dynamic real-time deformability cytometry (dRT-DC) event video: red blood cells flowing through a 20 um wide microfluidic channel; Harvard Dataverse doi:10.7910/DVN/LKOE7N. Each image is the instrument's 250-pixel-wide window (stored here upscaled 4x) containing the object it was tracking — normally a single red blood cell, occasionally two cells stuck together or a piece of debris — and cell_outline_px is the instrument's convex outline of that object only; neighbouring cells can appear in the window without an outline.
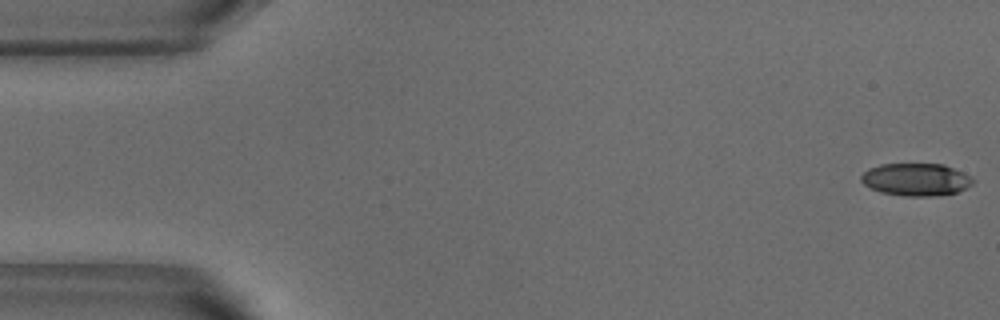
{"species": "common noctule bat (a hibernating species)", "species_latin": "Nyctalus noctula", "temperature_condition": "warm", "stored_images_in_passage": 52, "camera_frame_rate_fps": 3000, "um_per_image_px": 0.085, "animal": {"sex": "male", "body_mass_g": 18.8}, "frame": {"image": 1, "passage_image": 1, "time_ms": 0.0, "image_size_px": [1000, 320], "cell_outline_px": [[976, 180], [972, 184], [956, 192], [932, 196], [904, 196], [880, 192], [864, 184], [860, 180], [860, 176], [868, 168], [880, 164], [944, 164], [964, 172], [972, 176]], "centroid_in_image_um": [77.87, 15.25], "position_along_channel_um": 7.1, "area_um2": 21.27}}
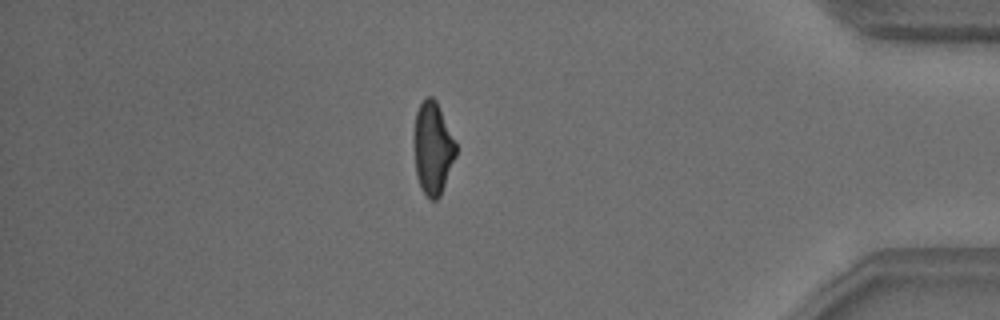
{"frame": {"image": 2, "passage_image": 45, "time_ms": 14.667, "image_size_px": [1000, 320], "cell_outline_px": [[456, 156], [440, 196], [436, 200], [432, 200], [424, 192], [416, 176], [416, 112], [424, 96], [432, 96], [436, 100], [456, 140]], "centroid_in_image_um": [36.84, 12.56], "position_along_channel_um": 398.4, "area_um2": 22.08}}
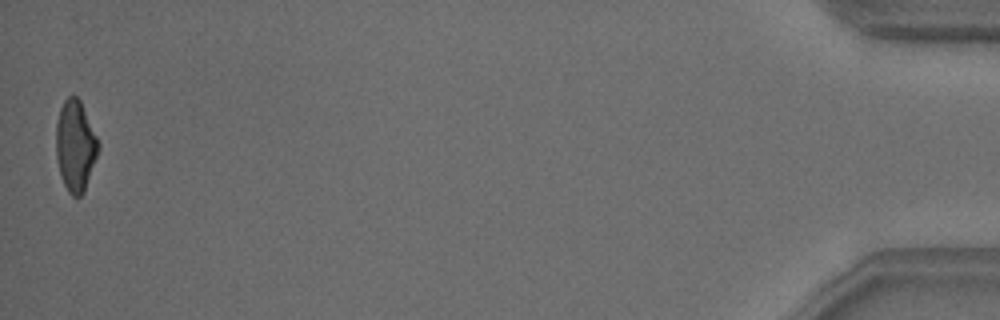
{"frame": {"image": 3, "passage_image": 52, "time_ms": 17.0, "image_size_px": [1000, 320], "cell_outline_px": [[100, 148], [84, 192], [80, 196], [72, 196], [68, 192], [60, 176], [56, 156], [56, 120], [60, 108], [64, 100], [68, 96], [76, 96], [80, 100], [100, 144]], "centroid_in_image_um": [6.4, 12.4], "position_along_channel_um": 428.8, "area_um2": 22.48}, "authors_computed_cell_mechanics": {"area_um2": 23.0622, "velocity_mm_per_s": 3.8121, "shape_relaxation_time_tau1_ms": 4.4325, "shape_relaxation_time_tau2_ms": 2.6746, "deformation_change_tau1": 0.1762, "deformation_change_tau2": 0.1054}}